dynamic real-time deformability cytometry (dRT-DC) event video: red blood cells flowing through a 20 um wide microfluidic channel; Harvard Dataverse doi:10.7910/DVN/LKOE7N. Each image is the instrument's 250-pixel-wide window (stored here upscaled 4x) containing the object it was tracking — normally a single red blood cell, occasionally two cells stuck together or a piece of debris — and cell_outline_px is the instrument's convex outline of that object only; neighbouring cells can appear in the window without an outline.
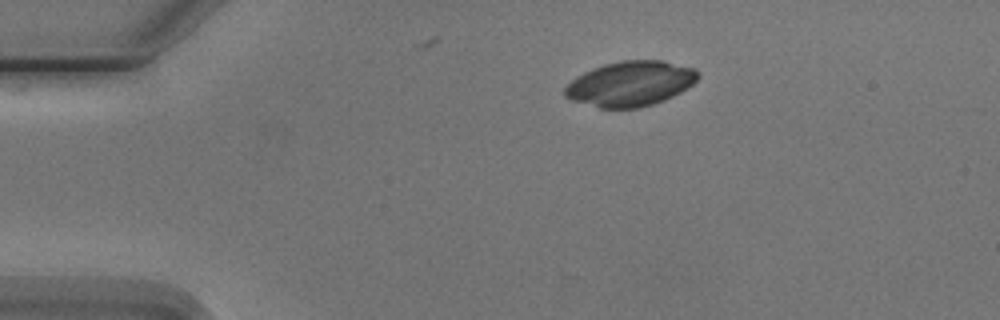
{"species": "Egyptian fruit bat (a non-hibernating species)", "species_latin": "Rousettus aegyptiacus", "temperature_condition": "cold", "stored_images_in_passage": 4, "camera_frame_rate_fps": 3000, "um_per_image_px": 0.085, "animal": {"sex": "male"}, "frame": {"image": 1, "passage_image": 1, "time_ms": 0.0, "image_size_px": [1000, 320], "cell_outline_px": [[700, 76], [688, 88], [664, 100], [640, 108], [600, 108], [572, 100], [564, 96], [564, 88], [576, 76], [592, 68], [604, 64], [620, 60], [664, 60], [696, 68], [700, 72]], "centroid_in_image_um": [53.6, 7.1], "position_along_channel_um": 31.4, "area_um2": 35.14}}